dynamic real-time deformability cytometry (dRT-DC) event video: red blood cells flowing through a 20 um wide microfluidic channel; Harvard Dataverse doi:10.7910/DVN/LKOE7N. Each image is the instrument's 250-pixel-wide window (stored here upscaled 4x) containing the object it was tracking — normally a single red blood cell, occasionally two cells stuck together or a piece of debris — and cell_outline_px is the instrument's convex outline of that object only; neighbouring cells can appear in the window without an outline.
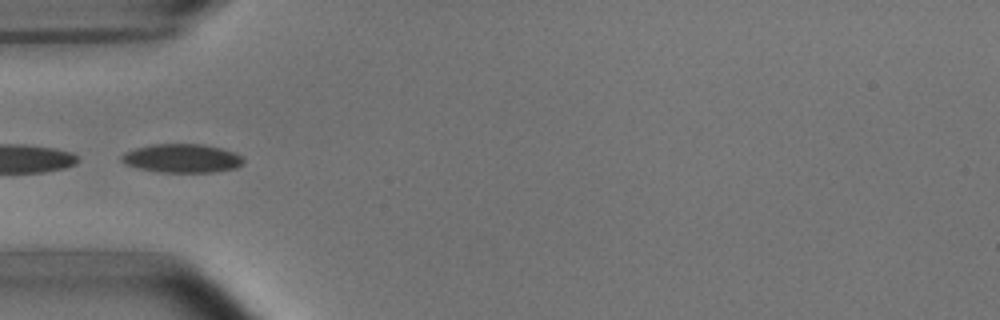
{"species": "common noctule bat (a hibernating species)", "species_latin": "Nyctalus noctula", "temperature_condition": "room temperature", "stored_images_in_passage": 6, "camera_frame_rate_fps": 3000, "um_per_image_px": 0.085, "animal": {"sex": "male", "body_mass_g": 15.6}, "frame": {"image": 1, "passage_image": 4, "time_ms": 3.333, "image_size_px": [1000, 320], "cell_outline_px": [[244, 164], [236, 168], [216, 172], [160, 172], [136, 168], [124, 164], [120, 160], [120, 156], [124, 152], [136, 148], [152, 144], [204, 144], [236, 152], [244, 160]], "centroid_in_image_um": [15.46, 13.46], "position_along_channel_um": 69.5, "area_um2": 20.63}}